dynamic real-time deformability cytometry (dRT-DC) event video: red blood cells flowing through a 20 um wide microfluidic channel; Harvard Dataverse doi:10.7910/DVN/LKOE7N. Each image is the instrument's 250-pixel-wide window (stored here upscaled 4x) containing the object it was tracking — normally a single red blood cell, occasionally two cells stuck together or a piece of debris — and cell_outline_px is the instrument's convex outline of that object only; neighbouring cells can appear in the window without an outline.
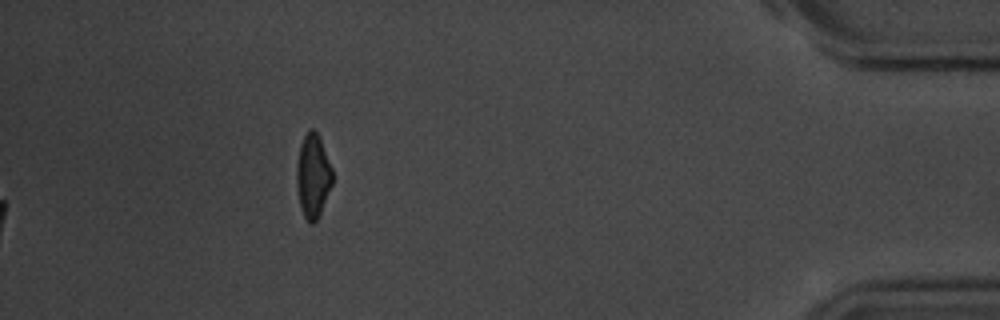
{"species": "common noctule bat (a hibernating species)", "species_latin": "Nyctalus noctula", "temperature_condition": "room temperature", "stored_images_in_passage": 44, "camera_frame_rate_fps": 3000, "um_per_image_px": 0.085, "animal": {"sex": "male", "body_mass_g": 20.1, "forearm_length_mm": 53.5}, "frame": {"image": 1, "passage_image": 44, "time_ms": 14.333, "image_size_px": [1000, 320], "cell_outline_px": [[332, 184], [320, 212], [316, 220], [312, 224], [308, 224], [300, 208], [296, 184], [296, 164], [300, 144], [308, 128], [312, 128], [316, 132], [320, 140], [332, 168]], "centroid_in_image_um": [26.57, 14.96], "position_along_channel_um": 408.6, "area_um2": 17.4}, "authors_computed_cell_mechanics": {"area_um2": 19.0162, "velocity_mm_per_s": 3.6673, "shape_relaxation_time_tau1_ms": 3.5129, "shape_relaxation_time_tau2_ms": 6.9693, "deformation_change_tau1": 0.14, "deformation_change_tau2": 0.1568}}